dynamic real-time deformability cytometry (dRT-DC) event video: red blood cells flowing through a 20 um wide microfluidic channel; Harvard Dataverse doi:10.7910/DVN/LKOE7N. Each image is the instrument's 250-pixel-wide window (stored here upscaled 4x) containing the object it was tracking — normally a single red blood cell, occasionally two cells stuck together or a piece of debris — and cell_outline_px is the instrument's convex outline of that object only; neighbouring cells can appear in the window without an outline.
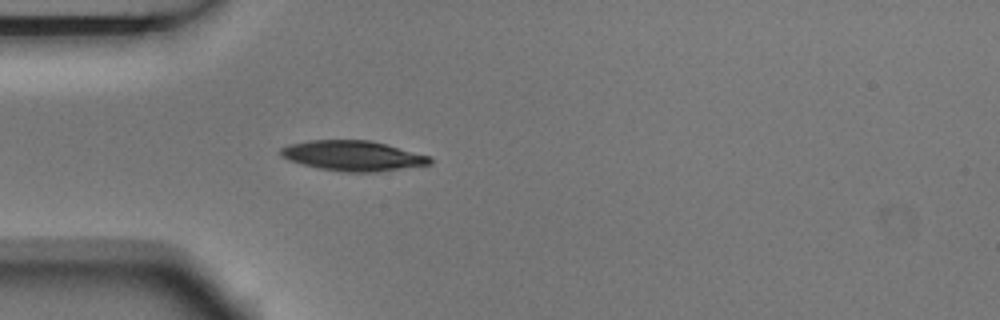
{"species": "Egyptian fruit bat (a non-hibernating species)", "species_latin": "Rousettus aegyptiacus", "temperature_condition": "room temperature", "stored_images_in_passage": 1, "camera_frame_rate_fps": 3000, "um_per_image_px": 0.085, "animal": {"sex": "male"}, "frame": {"image": 1, "passage_image": 1, "time_ms": 0.0, "image_size_px": [1000, 320], "cell_outline_px": [[432, 164], [376, 172], [344, 172], [320, 168], [288, 160], [280, 156], [280, 148], [288, 144], [308, 140], [372, 140], [388, 144], [428, 156], [432, 160]], "centroid_in_image_um": [29.98, 13.23], "position_along_channel_um": 55.0, "area_um2": 26.24}}